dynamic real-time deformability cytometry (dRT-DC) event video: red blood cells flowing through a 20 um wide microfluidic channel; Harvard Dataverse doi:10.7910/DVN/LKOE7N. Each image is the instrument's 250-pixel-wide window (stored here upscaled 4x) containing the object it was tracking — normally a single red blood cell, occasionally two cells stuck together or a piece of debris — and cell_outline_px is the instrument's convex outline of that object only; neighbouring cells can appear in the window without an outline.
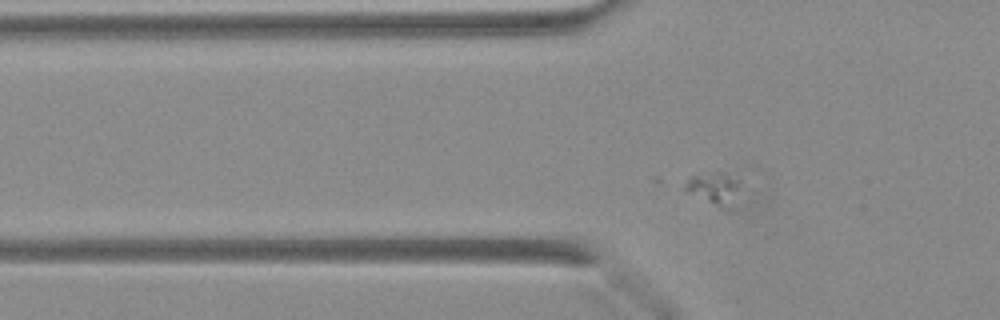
{"species": "Egyptian fruit bat (a non-hibernating species)", "species_latin": "Rousettus aegyptiacus", "temperature_condition": "warm", "stored_images_in_passage": 3, "camera_frame_rate_fps": 3000, "um_per_image_px": 0.085, "animal": {"sex": "female"}, "frame": {"image": 1, "passage_image": 3, "time_ms": 0.667, "image_size_px": [1000, 320], "cell_outline_px": [[772, 192], [768, 204], [744, 208], [720, 208], [688, 192], [684, 188], [688, 180], [692, 176], [720, 172], [724, 172], [768, 176], [772, 180]], "centroid_in_image_um": [62.17, 16.1], "position_along_channel_um": 63.6, "area_um2": 18.15}}